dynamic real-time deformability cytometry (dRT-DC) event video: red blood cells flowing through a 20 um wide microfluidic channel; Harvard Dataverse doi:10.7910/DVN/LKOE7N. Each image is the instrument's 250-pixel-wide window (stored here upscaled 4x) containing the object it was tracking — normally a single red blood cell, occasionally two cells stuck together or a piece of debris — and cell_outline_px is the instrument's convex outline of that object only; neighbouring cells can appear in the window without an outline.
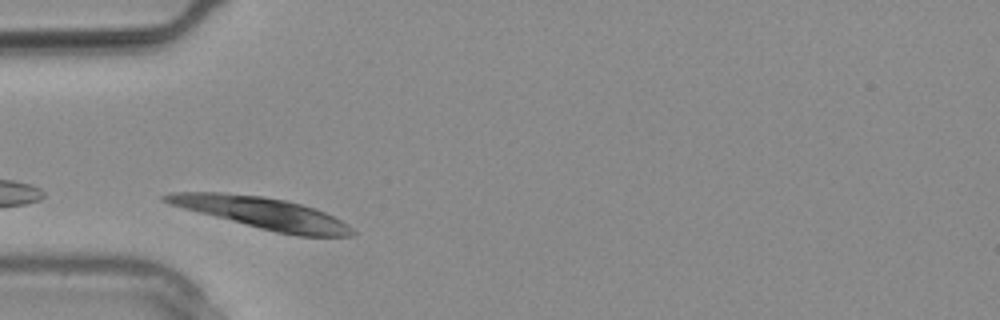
{"species": "common noctule bat (a hibernating species)", "species_latin": "Nyctalus noctula", "temperature_condition": "warm", "stored_images_in_passage": 6, "camera_frame_rate_fps": 3000, "um_per_image_px": 0.085, "animal": {"sex": "male", "body_mass_g": 20.4}, "frame": {"image": 1, "passage_image": 1, "time_ms": 0.0, "image_size_px": [1000, 320], "cell_outline_px": [[356, 232], [352, 236], [296, 236], [276, 232], [260, 228], [168, 204], [160, 200], [160, 196], [172, 192], [220, 192], [264, 196], [284, 200], [300, 204], [324, 212], [348, 224]], "centroid_in_image_um": [22.27, 18.1], "position_along_channel_um": 62.7, "area_um2": 33.81}}
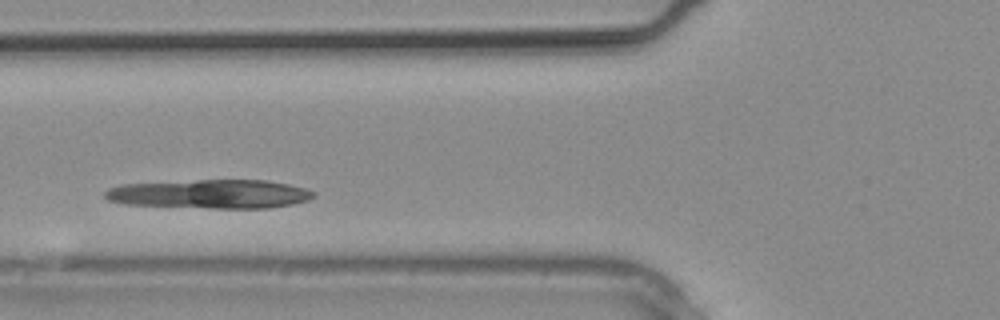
{"frame": {"image": 2, "passage_image": 3, "time_ms": 0.667, "image_size_px": [1000, 320], "cell_outline_px": [[316, 196], [308, 200], [292, 204], [268, 208], [212, 208], [124, 204], [108, 200], [104, 196], [104, 192], [108, 188], [120, 184], [196, 180], [264, 180], [288, 184], [304, 188], [316, 192]], "centroid_in_image_um": [17.85, 16.49], "position_along_channel_um": 108.0, "area_um2": 35.2}}